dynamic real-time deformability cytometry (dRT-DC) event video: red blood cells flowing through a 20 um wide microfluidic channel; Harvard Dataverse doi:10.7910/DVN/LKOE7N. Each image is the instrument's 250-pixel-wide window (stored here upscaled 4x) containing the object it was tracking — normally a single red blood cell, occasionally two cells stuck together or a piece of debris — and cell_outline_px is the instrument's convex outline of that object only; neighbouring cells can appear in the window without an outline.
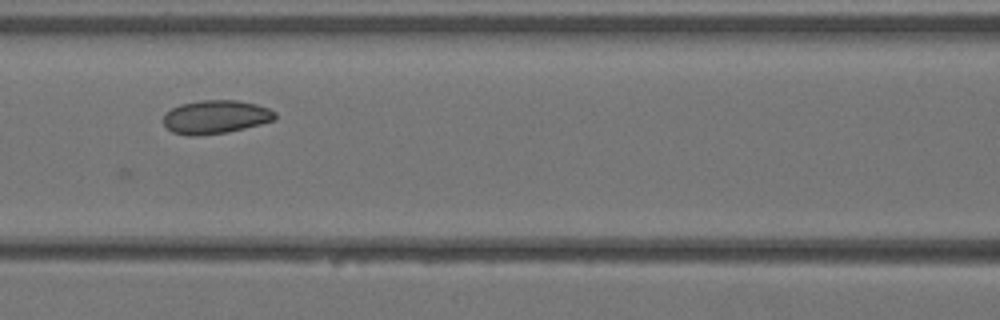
{"species": "Egyptian fruit bat (a non-hibernating species)", "species_latin": "Rousettus aegyptiacus", "temperature_condition": "warm", "stored_images_in_passage": 4, "camera_frame_rate_fps": 3000, "um_per_image_px": 0.085, "animal": {"sex": "female"}, "frame": {"image": 1, "passage_image": 4, "time_ms": 1.0, "image_size_px": [1000, 320], "cell_outline_px": [[276, 120], [228, 132], [196, 136], [192, 136], [172, 132], [164, 124], [164, 112], [180, 104], [200, 100], [236, 100], [256, 104], [268, 108], [276, 112]], "centroid_in_image_um": [18.33, 9.94], "position_along_channel_um": 148.3, "area_um2": 21.85}}